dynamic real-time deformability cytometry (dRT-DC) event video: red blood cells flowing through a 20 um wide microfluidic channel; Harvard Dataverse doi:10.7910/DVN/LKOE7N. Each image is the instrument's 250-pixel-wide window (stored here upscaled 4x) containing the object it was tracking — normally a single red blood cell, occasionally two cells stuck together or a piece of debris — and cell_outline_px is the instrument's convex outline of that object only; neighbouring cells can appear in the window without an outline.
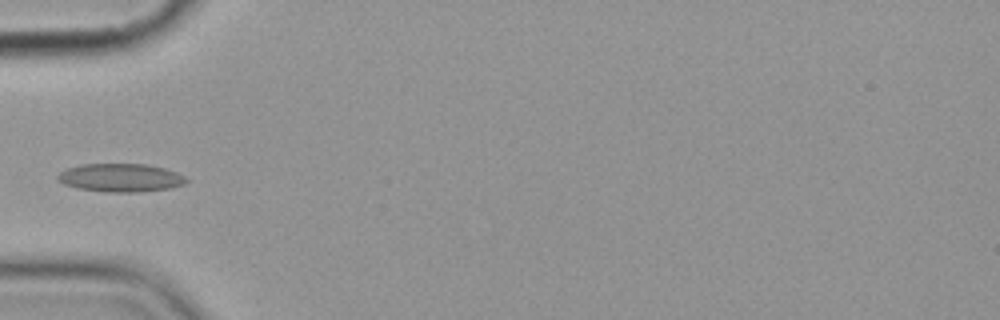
{"species": "common noctule bat (a hibernating species)", "species_latin": "Nyctalus noctula", "temperature_condition": "cold", "stored_images_in_passage": 3, "camera_frame_rate_fps": 3000, "um_per_image_px": 0.085, "animal": {"sex": "female", "body_mass_g": 19.9}, "frame": {"image": 1, "passage_image": 3, "time_ms": 2.333, "image_size_px": [1000, 320], "cell_outline_px": [[188, 180], [184, 184], [168, 188], [140, 192], [108, 192], [76, 188], [64, 184], [56, 176], [60, 172], [68, 168], [80, 164], [148, 164], [164, 168], [176, 172], [184, 176]], "centroid_in_image_um": [10.25, 15.1], "position_along_channel_um": 74.8, "area_um2": 21.1}}